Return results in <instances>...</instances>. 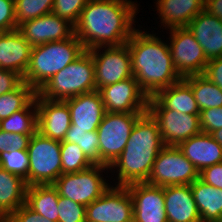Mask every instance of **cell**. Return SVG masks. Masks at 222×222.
<instances>
[{"mask_svg":"<svg viewBox=\"0 0 222 222\" xmlns=\"http://www.w3.org/2000/svg\"><path fill=\"white\" fill-rule=\"evenodd\" d=\"M138 6L131 0H88L74 34L86 50L124 45L137 29L133 25Z\"/></svg>","mask_w":222,"mask_h":222,"instance_id":"obj_1","label":"cell"},{"mask_svg":"<svg viewBox=\"0 0 222 222\" xmlns=\"http://www.w3.org/2000/svg\"><path fill=\"white\" fill-rule=\"evenodd\" d=\"M126 43L132 74L148 98L182 79L174 68L169 45L156 33L136 29Z\"/></svg>","mask_w":222,"mask_h":222,"instance_id":"obj_2","label":"cell"},{"mask_svg":"<svg viewBox=\"0 0 222 222\" xmlns=\"http://www.w3.org/2000/svg\"><path fill=\"white\" fill-rule=\"evenodd\" d=\"M164 146L157 121L145 112L136 121L121 155L109 166L111 172L113 168L117 169L118 182L114 185L147 182L153 163Z\"/></svg>","mask_w":222,"mask_h":222,"instance_id":"obj_3","label":"cell"},{"mask_svg":"<svg viewBox=\"0 0 222 222\" xmlns=\"http://www.w3.org/2000/svg\"><path fill=\"white\" fill-rule=\"evenodd\" d=\"M85 51L75 34L67 40L32 47L23 81L38 92L57 72L75 61Z\"/></svg>","mask_w":222,"mask_h":222,"instance_id":"obj_4","label":"cell"},{"mask_svg":"<svg viewBox=\"0 0 222 222\" xmlns=\"http://www.w3.org/2000/svg\"><path fill=\"white\" fill-rule=\"evenodd\" d=\"M96 90L94 61L86 50L57 72L37 93L47 100H65Z\"/></svg>","mask_w":222,"mask_h":222,"instance_id":"obj_5","label":"cell"},{"mask_svg":"<svg viewBox=\"0 0 222 222\" xmlns=\"http://www.w3.org/2000/svg\"><path fill=\"white\" fill-rule=\"evenodd\" d=\"M28 186L53 184L62 175L61 142L45 137L38 131L31 136Z\"/></svg>","mask_w":222,"mask_h":222,"instance_id":"obj_6","label":"cell"},{"mask_svg":"<svg viewBox=\"0 0 222 222\" xmlns=\"http://www.w3.org/2000/svg\"><path fill=\"white\" fill-rule=\"evenodd\" d=\"M105 169L108 172L109 166L93 164L91 167L76 173L62 174L53 183V186L57 189L59 197H65L88 206L101 197L111 186L105 181L103 174H100Z\"/></svg>","mask_w":222,"mask_h":222,"instance_id":"obj_7","label":"cell"},{"mask_svg":"<svg viewBox=\"0 0 222 222\" xmlns=\"http://www.w3.org/2000/svg\"><path fill=\"white\" fill-rule=\"evenodd\" d=\"M143 114L106 112L97 129L99 164L110 166L121 155L136 121Z\"/></svg>","mask_w":222,"mask_h":222,"instance_id":"obj_8","label":"cell"},{"mask_svg":"<svg viewBox=\"0 0 222 222\" xmlns=\"http://www.w3.org/2000/svg\"><path fill=\"white\" fill-rule=\"evenodd\" d=\"M199 178L195 166L178 146H164L157 155L147 183L154 186L190 185Z\"/></svg>","mask_w":222,"mask_h":222,"instance_id":"obj_9","label":"cell"},{"mask_svg":"<svg viewBox=\"0 0 222 222\" xmlns=\"http://www.w3.org/2000/svg\"><path fill=\"white\" fill-rule=\"evenodd\" d=\"M147 111L157 121L162 141L166 146H178L202 132L200 115L166 109L154 96L148 98Z\"/></svg>","mask_w":222,"mask_h":222,"instance_id":"obj_10","label":"cell"},{"mask_svg":"<svg viewBox=\"0 0 222 222\" xmlns=\"http://www.w3.org/2000/svg\"><path fill=\"white\" fill-rule=\"evenodd\" d=\"M169 31L168 45L174 68L179 76L185 78L202 75L209 60L191 31L187 27H174Z\"/></svg>","mask_w":222,"mask_h":222,"instance_id":"obj_11","label":"cell"},{"mask_svg":"<svg viewBox=\"0 0 222 222\" xmlns=\"http://www.w3.org/2000/svg\"><path fill=\"white\" fill-rule=\"evenodd\" d=\"M88 51L94 61L96 90L133 77L127 43L121 46L95 47Z\"/></svg>","mask_w":222,"mask_h":222,"instance_id":"obj_12","label":"cell"},{"mask_svg":"<svg viewBox=\"0 0 222 222\" xmlns=\"http://www.w3.org/2000/svg\"><path fill=\"white\" fill-rule=\"evenodd\" d=\"M133 202L127 186H110L86 206V222H133Z\"/></svg>","mask_w":222,"mask_h":222,"instance_id":"obj_13","label":"cell"},{"mask_svg":"<svg viewBox=\"0 0 222 222\" xmlns=\"http://www.w3.org/2000/svg\"><path fill=\"white\" fill-rule=\"evenodd\" d=\"M106 112L145 113L148 96L140 89L133 77L98 89Z\"/></svg>","mask_w":222,"mask_h":222,"instance_id":"obj_14","label":"cell"},{"mask_svg":"<svg viewBox=\"0 0 222 222\" xmlns=\"http://www.w3.org/2000/svg\"><path fill=\"white\" fill-rule=\"evenodd\" d=\"M127 188L133 202V222H168L163 187L141 182Z\"/></svg>","mask_w":222,"mask_h":222,"instance_id":"obj_15","label":"cell"},{"mask_svg":"<svg viewBox=\"0 0 222 222\" xmlns=\"http://www.w3.org/2000/svg\"><path fill=\"white\" fill-rule=\"evenodd\" d=\"M18 30L32 47L67 40L74 35V25L53 13L23 22Z\"/></svg>","mask_w":222,"mask_h":222,"instance_id":"obj_16","label":"cell"},{"mask_svg":"<svg viewBox=\"0 0 222 222\" xmlns=\"http://www.w3.org/2000/svg\"><path fill=\"white\" fill-rule=\"evenodd\" d=\"M37 107V131L45 137L63 141L71 126L68 105L62 100H47L35 95Z\"/></svg>","mask_w":222,"mask_h":222,"instance_id":"obj_17","label":"cell"},{"mask_svg":"<svg viewBox=\"0 0 222 222\" xmlns=\"http://www.w3.org/2000/svg\"><path fill=\"white\" fill-rule=\"evenodd\" d=\"M69 108L71 126L85 132L97 131L106 109L98 90L63 100Z\"/></svg>","mask_w":222,"mask_h":222,"instance_id":"obj_18","label":"cell"},{"mask_svg":"<svg viewBox=\"0 0 222 222\" xmlns=\"http://www.w3.org/2000/svg\"><path fill=\"white\" fill-rule=\"evenodd\" d=\"M32 46L18 29L5 31L0 37V67L24 77Z\"/></svg>","mask_w":222,"mask_h":222,"instance_id":"obj_19","label":"cell"},{"mask_svg":"<svg viewBox=\"0 0 222 222\" xmlns=\"http://www.w3.org/2000/svg\"><path fill=\"white\" fill-rule=\"evenodd\" d=\"M186 27L208 60L222 57V20L203 10Z\"/></svg>","mask_w":222,"mask_h":222,"instance_id":"obj_20","label":"cell"},{"mask_svg":"<svg viewBox=\"0 0 222 222\" xmlns=\"http://www.w3.org/2000/svg\"><path fill=\"white\" fill-rule=\"evenodd\" d=\"M168 222H201L190 185L163 187Z\"/></svg>","mask_w":222,"mask_h":222,"instance_id":"obj_21","label":"cell"},{"mask_svg":"<svg viewBox=\"0 0 222 222\" xmlns=\"http://www.w3.org/2000/svg\"><path fill=\"white\" fill-rule=\"evenodd\" d=\"M178 148L198 172L222 162V146L208 133L194 135L181 142Z\"/></svg>","mask_w":222,"mask_h":222,"instance_id":"obj_22","label":"cell"},{"mask_svg":"<svg viewBox=\"0 0 222 222\" xmlns=\"http://www.w3.org/2000/svg\"><path fill=\"white\" fill-rule=\"evenodd\" d=\"M156 8L165 29L186 27L204 10V0H157Z\"/></svg>","mask_w":222,"mask_h":222,"instance_id":"obj_23","label":"cell"},{"mask_svg":"<svg viewBox=\"0 0 222 222\" xmlns=\"http://www.w3.org/2000/svg\"><path fill=\"white\" fill-rule=\"evenodd\" d=\"M27 187L23 178L0 167V219L25 204Z\"/></svg>","mask_w":222,"mask_h":222,"instance_id":"obj_24","label":"cell"},{"mask_svg":"<svg viewBox=\"0 0 222 222\" xmlns=\"http://www.w3.org/2000/svg\"><path fill=\"white\" fill-rule=\"evenodd\" d=\"M190 187L201 222H222V189L208 185L199 178Z\"/></svg>","mask_w":222,"mask_h":222,"instance_id":"obj_25","label":"cell"},{"mask_svg":"<svg viewBox=\"0 0 222 222\" xmlns=\"http://www.w3.org/2000/svg\"><path fill=\"white\" fill-rule=\"evenodd\" d=\"M154 97L169 110L200 115L191 86L182 78L177 83L159 90Z\"/></svg>","mask_w":222,"mask_h":222,"instance_id":"obj_26","label":"cell"},{"mask_svg":"<svg viewBox=\"0 0 222 222\" xmlns=\"http://www.w3.org/2000/svg\"><path fill=\"white\" fill-rule=\"evenodd\" d=\"M58 191L53 184L27 187L25 204L41 216L58 222Z\"/></svg>","mask_w":222,"mask_h":222,"instance_id":"obj_27","label":"cell"},{"mask_svg":"<svg viewBox=\"0 0 222 222\" xmlns=\"http://www.w3.org/2000/svg\"><path fill=\"white\" fill-rule=\"evenodd\" d=\"M183 79L191 86L200 111L222 106V90L203 74L192 75Z\"/></svg>","mask_w":222,"mask_h":222,"instance_id":"obj_28","label":"cell"},{"mask_svg":"<svg viewBox=\"0 0 222 222\" xmlns=\"http://www.w3.org/2000/svg\"><path fill=\"white\" fill-rule=\"evenodd\" d=\"M0 129L19 134L37 132V107L35 98L22 110L0 121Z\"/></svg>","mask_w":222,"mask_h":222,"instance_id":"obj_29","label":"cell"},{"mask_svg":"<svg viewBox=\"0 0 222 222\" xmlns=\"http://www.w3.org/2000/svg\"><path fill=\"white\" fill-rule=\"evenodd\" d=\"M36 93L23 81L13 91L0 95V121L24 109L35 98Z\"/></svg>","mask_w":222,"mask_h":222,"instance_id":"obj_30","label":"cell"},{"mask_svg":"<svg viewBox=\"0 0 222 222\" xmlns=\"http://www.w3.org/2000/svg\"><path fill=\"white\" fill-rule=\"evenodd\" d=\"M62 174L76 173L93 165L82 149L74 143L61 141Z\"/></svg>","mask_w":222,"mask_h":222,"instance_id":"obj_31","label":"cell"},{"mask_svg":"<svg viewBox=\"0 0 222 222\" xmlns=\"http://www.w3.org/2000/svg\"><path fill=\"white\" fill-rule=\"evenodd\" d=\"M63 141L77 144L93 164H99V138L97 131L85 132L81 129H69Z\"/></svg>","mask_w":222,"mask_h":222,"instance_id":"obj_32","label":"cell"},{"mask_svg":"<svg viewBox=\"0 0 222 222\" xmlns=\"http://www.w3.org/2000/svg\"><path fill=\"white\" fill-rule=\"evenodd\" d=\"M17 27L28 20L52 13L54 0H14Z\"/></svg>","mask_w":222,"mask_h":222,"instance_id":"obj_33","label":"cell"},{"mask_svg":"<svg viewBox=\"0 0 222 222\" xmlns=\"http://www.w3.org/2000/svg\"><path fill=\"white\" fill-rule=\"evenodd\" d=\"M0 167L20 176L28 185L29 156L27 150L2 152L0 154Z\"/></svg>","mask_w":222,"mask_h":222,"instance_id":"obj_34","label":"cell"},{"mask_svg":"<svg viewBox=\"0 0 222 222\" xmlns=\"http://www.w3.org/2000/svg\"><path fill=\"white\" fill-rule=\"evenodd\" d=\"M58 222H86V206L65 197L58 199Z\"/></svg>","mask_w":222,"mask_h":222,"instance_id":"obj_35","label":"cell"},{"mask_svg":"<svg viewBox=\"0 0 222 222\" xmlns=\"http://www.w3.org/2000/svg\"><path fill=\"white\" fill-rule=\"evenodd\" d=\"M88 0H54L52 13L75 25Z\"/></svg>","mask_w":222,"mask_h":222,"instance_id":"obj_36","label":"cell"},{"mask_svg":"<svg viewBox=\"0 0 222 222\" xmlns=\"http://www.w3.org/2000/svg\"><path fill=\"white\" fill-rule=\"evenodd\" d=\"M34 134H19L0 129V154L5 151L27 150L31 136Z\"/></svg>","mask_w":222,"mask_h":222,"instance_id":"obj_37","label":"cell"},{"mask_svg":"<svg viewBox=\"0 0 222 222\" xmlns=\"http://www.w3.org/2000/svg\"><path fill=\"white\" fill-rule=\"evenodd\" d=\"M200 127L202 132L208 134L222 128V106L200 111Z\"/></svg>","mask_w":222,"mask_h":222,"instance_id":"obj_38","label":"cell"},{"mask_svg":"<svg viewBox=\"0 0 222 222\" xmlns=\"http://www.w3.org/2000/svg\"><path fill=\"white\" fill-rule=\"evenodd\" d=\"M18 29L15 15L14 0H0V30L12 31Z\"/></svg>","mask_w":222,"mask_h":222,"instance_id":"obj_39","label":"cell"},{"mask_svg":"<svg viewBox=\"0 0 222 222\" xmlns=\"http://www.w3.org/2000/svg\"><path fill=\"white\" fill-rule=\"evenodd\" d=\"M23 82V77L17 72L0 67V95L11 92Z\"/></svg>","mask_w":222,"mask_h":222,"instance_id":"obj_40","label":"cell"},{"mask_svg":"<svg viewBox=\"0 0 222 222\" xmlns=\"http://www.w3.org/2000/svg\"><path fill=\"white\" fill-rule=\"evenodd\" d=\"M199 179L208 185L222 189V162L200 171Z\"/></svg>","mask_w":222,"mask_h":222,"instance_id":"obj_41","label":"cell"},{"mask_svg":"<svg viewBox=\"0 0 222 222\" xmlns=\"http://www.w3.org/2000/svg\"><path fill=\"white\" fill-rule=\"evenodd\" d=\"M10 217L15 222H53L34 212L26 204L20 206L16 211H14L10 215Z\"/></svg>","mask_w":222,"mask_h":222,"instance_id":"obj_42","label":"cell"},{"mask_svg":"<svg viewBox=\"0 0 222 222\" xmlns=\"http://www.w3.org/2000/svg\"><path fill=\"white\" fill-rule=\"evenodd\" d=\"M203 75L222 90V57L210 59Z\"/></svg>","mask_w":222,"mask_h":222,"instance_id":"obj_43","label":"cell"},{"mask_svg":"<svg viewBox=\"0 0 222 222\" xmlns=\"http://www.w3.org/2000/svg\"><path fill=\"white\" fill-rule=\"evenodd\" d=\"M211 136L222 146V128L213 131Z\"/></svg>","mask_w":222,"mask_h":222,"instance_id":"obj_44","label":"cell"},{"mask_svg":"<svg viewBox=\"0 0 222 222\" xmlns=\"http://www.w3.org/2000/svg\"><path fill=\"white\" fill-rule=\"evenodd\" d=\"M1 222H15L10 216L0 219Z\"/></svg>","mask_w":222,"mask_h":222,"instance_id":"obj_45","label":"cell"},{"mask_svg":"<svg viewBox=\"0 0 222 222\" xmlns=\"http://www.w3.org/2000/svg\"><path fill=\"white\" fill-rule=\"evenodd\" d=\"M4 33V31H2V30H0V37H1V35Z\"/></svg>","mask_w":222,"mask_h":222,"instance_id":"obj_46","label":"cell"}]
</instances>
